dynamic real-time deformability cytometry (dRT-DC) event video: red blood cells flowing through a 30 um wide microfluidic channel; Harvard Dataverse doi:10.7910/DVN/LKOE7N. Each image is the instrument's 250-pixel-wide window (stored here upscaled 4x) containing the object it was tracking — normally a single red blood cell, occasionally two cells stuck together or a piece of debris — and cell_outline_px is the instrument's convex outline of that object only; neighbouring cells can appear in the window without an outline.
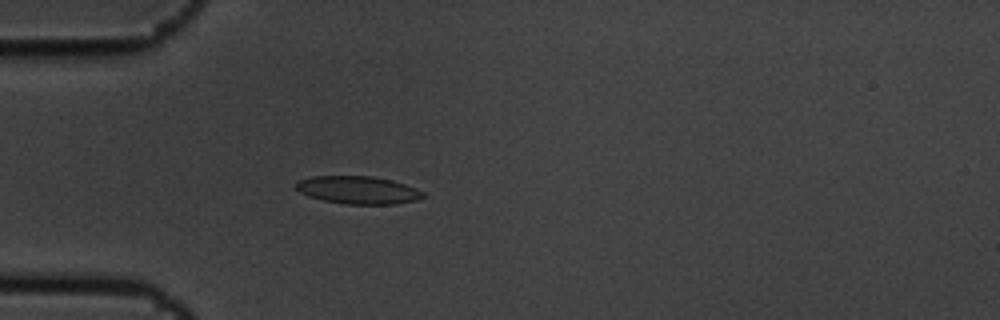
{"species": "common noctule bat (a hibernating species)", "species_latin": "Nyctalus noctula", "temperature_condition": "cold", "stored_images_in_passage": 4, "camera_frame_rate_fps": 3000, "um_per_image_px": 0.085, "animal": {"sex": "male", "body_mass_g": 19.5, "forearm_length_mm": 54.6}, "frame": {"image": 1, "passage_image": 4, "time_ms": 1.0, "image_size_px": [1000, 320], "cell_outline_px": [[424, 196], [416, 200], [396, 204], [344, 204], [324, 200], [308, 196], [300, 192], [296, 188], [296, 184], [300, 180], [312, 176], [372, 176], [392, 180], [416, 188], [424, 192]], "centroid_in_image_um": [30.45, 16.15], "position_along_channel_um": 54.6, "area_um2": 20.46}}